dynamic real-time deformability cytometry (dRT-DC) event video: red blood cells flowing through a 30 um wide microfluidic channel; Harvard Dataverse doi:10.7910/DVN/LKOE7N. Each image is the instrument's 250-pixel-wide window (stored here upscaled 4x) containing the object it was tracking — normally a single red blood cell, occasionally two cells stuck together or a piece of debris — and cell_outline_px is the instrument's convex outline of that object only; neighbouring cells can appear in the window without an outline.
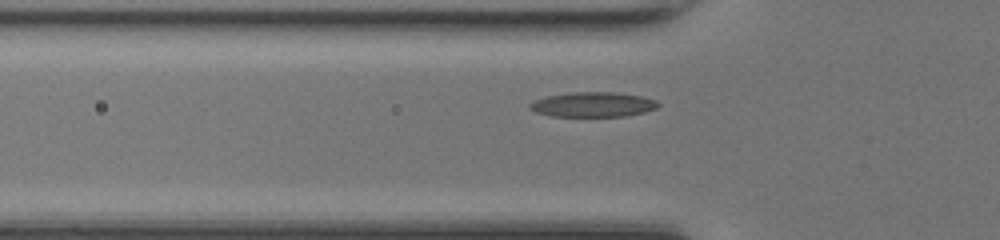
{"species": "common noctule bat (a hibernating species)", "species_latin": "Nyctalus noctula", "temperature_condition": "room temperature", "stored_images_in_passage": 36, "camera_frame_rate_fps": 3000, "um_per_image_px": 0.085, "animal": {"sex": "female", "body_mass_g": 17.0, "forearm_length_mm": 48.0}, "frame": {"image": 1, "passage_image": 9, "time_ms": 2.667, "image_size_px": [1000, 240], "cell_outline_px": [[660, 104], [656, 108], [644, 112], [628, 116], [552, 116], [536, 112], [528, 108], [528, 104], [532, 100], [548, 96], [572, 92], [616, 92], [640, 96], [656, 100]], "centroid_in_image_um": [50.38, 8.88], "position_along_channel_um": 75.4, "area_um2": 18.61}}
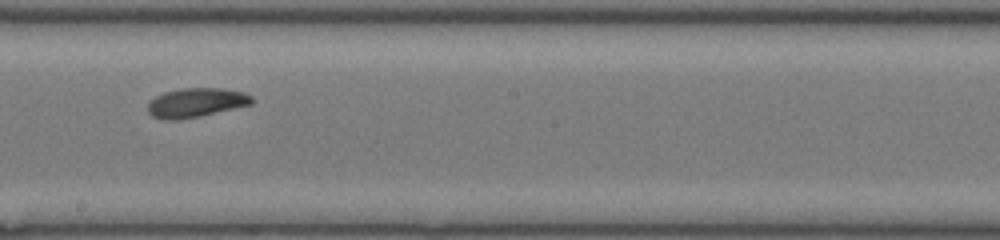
{"frame": {"image": 2, "passage_image": 20, "time_ms": 6.333, "image_size_px": [1000, 240], "cell_outline_px": [[252, 104], [200, 116], [180, 120], [164, 120], [152, 116], [148, 112], [148, 104], [156, 96], [164, 92], [180, 88], [220, 88], [244, 92], [252, 96]], "centroid_in_image_um": [16.65, 8.73], "position_along_channel_um": 231.6, "area_um2": 17.69}}
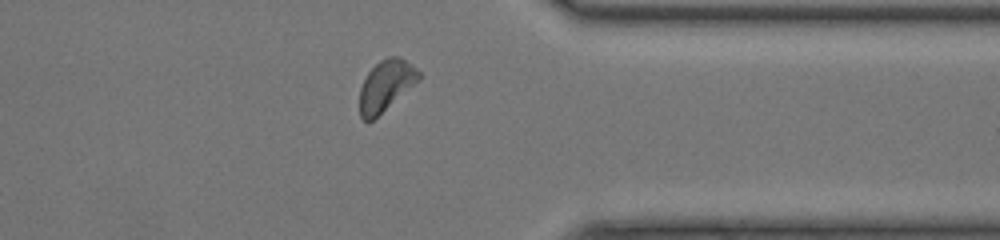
{"frame": {"image": 3, "passage_image": 31, "time_ms": 10.0, "image_size_px": [1000, 240], "cell_outline_px": [[420, 80], [372, 120], [364, 120], [360, 116], [360, 88], [368, 72], [380, 60], [388, 56], [400, 56], [412, 64], [420, 72]], "centroid_in_image_um": [32.82, 7.24], "position_along_channel_um": 378.6, "area_um2": 17.34}}